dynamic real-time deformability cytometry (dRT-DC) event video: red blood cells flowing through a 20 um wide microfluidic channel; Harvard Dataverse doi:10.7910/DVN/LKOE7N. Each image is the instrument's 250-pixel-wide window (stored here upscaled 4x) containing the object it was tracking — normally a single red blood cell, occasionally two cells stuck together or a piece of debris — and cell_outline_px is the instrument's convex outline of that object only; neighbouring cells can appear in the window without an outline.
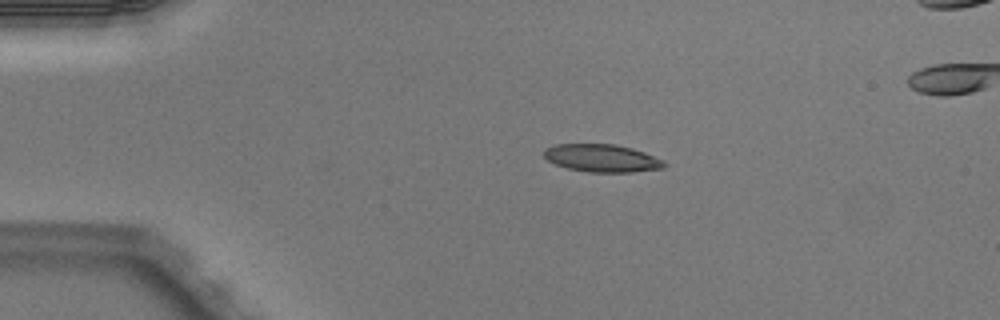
{"species": "Egyptian fruit bat (a non-hibernating species)", "species_latin": "Rousettus aegyptiacus", "temperature_condition": "warm", "stored_images_in_passage": 4, "camera_frame_rate_fps": 3000, "um_per_image_px": 0.085, "animal": {"sex": "male"}, "frame": {"image": 1, "passage_image": 2, "time_ms": 0.333, "image_size_px": [1000, 320], "cell_outline_px": [[664, 168], [632, 172], [588, 172], [568, 168], [556, 164], [548, 160], [544, 156], [544, 148], [556, 144], [612, 144], [632, 148], [644, 152], [664, 160]], "centroid_in_image_um": [51.16, 13.44], "position_along_channel_um": 33.8, "area_um2": 19.31}}